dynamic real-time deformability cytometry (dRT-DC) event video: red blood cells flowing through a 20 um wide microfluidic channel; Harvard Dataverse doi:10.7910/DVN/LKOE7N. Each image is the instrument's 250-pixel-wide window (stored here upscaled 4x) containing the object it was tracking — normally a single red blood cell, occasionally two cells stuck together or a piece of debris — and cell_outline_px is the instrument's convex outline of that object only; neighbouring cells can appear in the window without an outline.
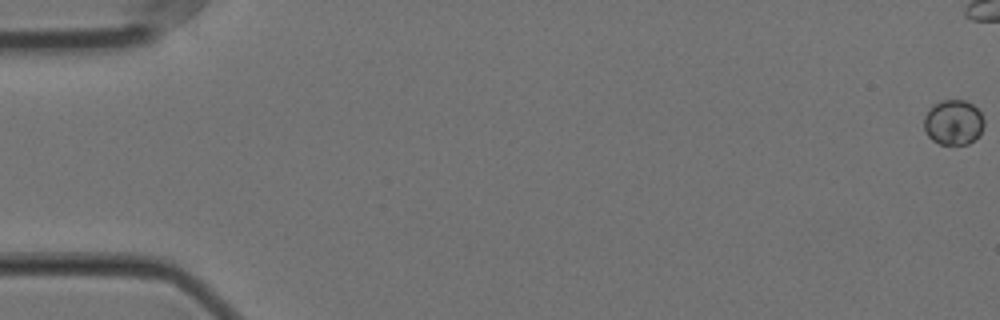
{"species": "Egyptian fruit bat (a non-hibernating species)", "species_latin": "Rousettus aegyptiacus", "temperature_condition": "cold", "stored_images_in_passage": 60, "camera_frame_rate_fps": 3000, "um_per_image_px": 0.085, "animal": {"sex": "female"}, "frame": {"image": 1, "passage_image": 1, "time_ms": 0.0, "image_size_px": [1000, 320], "cell_outline_px": [[984, 128], [980, 136], [968, 144], [940, 144], [932, 140], [928, 136], [924, 128], [924, 116], [940, 100], [964, 100], [972, 104], [980, 112], [984, 120]], "centroid_in_image_um": [81.07, 10.42], "position_along_channel_um": 3.9, "area_um2": 15.78}}
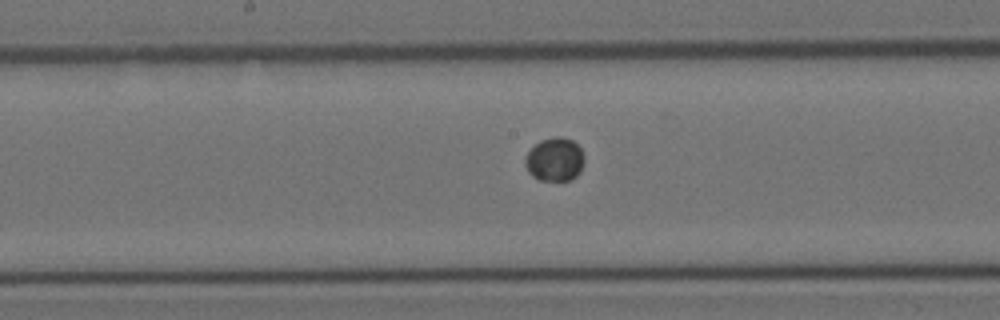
{"frame": {"image": 2, "passage_image": 31, "time_ms": 10.0, "image_size_px": [1000, 320], "cell_outline_px": [[584, 164], [580, 172], [572, 180], [540, 180], [532, 176], [528, 172], [524, 164], [524, 160], [528, 152], [540, 140], [556, 136], [560, 136], [572, 140], [580, 148], [584, 156]], "centroid_in_image_um": [47.16, 13.56], "position_along_channel_um": 201.0, "area_um2": 15.09}}
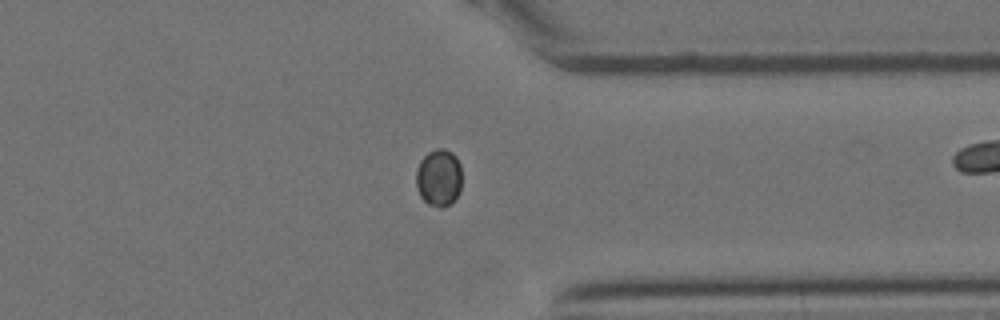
{"frame": {"image": 3, "passage_image": 46, "time_ms": 15.0, "image_size_px": [1000, 320], "cell_outline_px": [[460, 192], [456, 200], [452, 204], [444, 208], [440, 208], [428, 204], [420, 196], [416, 184], [416, 172], [420, 160], [428, 152], [436, 148], [444, 148], [452, 152], [456, 156], [460, 164]], "centroid_in_image_um": [37.31, 15.12], "position_along_channel_um": 374.1, "area_um2": 15.55}}